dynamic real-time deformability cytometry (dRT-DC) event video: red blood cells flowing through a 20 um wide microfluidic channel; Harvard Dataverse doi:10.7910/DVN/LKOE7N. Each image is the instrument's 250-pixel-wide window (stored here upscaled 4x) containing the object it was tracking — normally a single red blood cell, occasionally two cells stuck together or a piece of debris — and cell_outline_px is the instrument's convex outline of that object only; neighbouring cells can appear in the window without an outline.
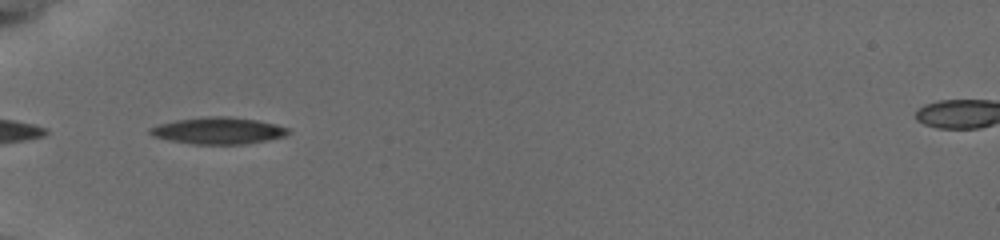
{"species": "common noctule bat (a hibernating species)", "species_latin": "Nyctalus noctula", "temperature_condition": "cold", "stored_images_in_passage": 4, "camera_frame_rate_fps": 3000, "um_per_image_px": 0.085, "animal": {"sex": "female", "body_mass_g": 19.5, "forearm_length_mm": 54.1}, "frame": {"image": 1, "passage_image": 1, "time_ms": 0.0, "image_size_px": [1000, 240], "cell_outline_px": [[292, 132], [284, 136], [244, 144], [192, 144], [152, 136], [148, 132], [148, 128], [160, 124], [176, 120], [204, 116], [228, 116], [256, 120], [276, 124], [288, 128]], "centroid_in_image_um": [18.54, 11.1], "position_along_channel_um": 66.5, "area_um2": 21.44}}
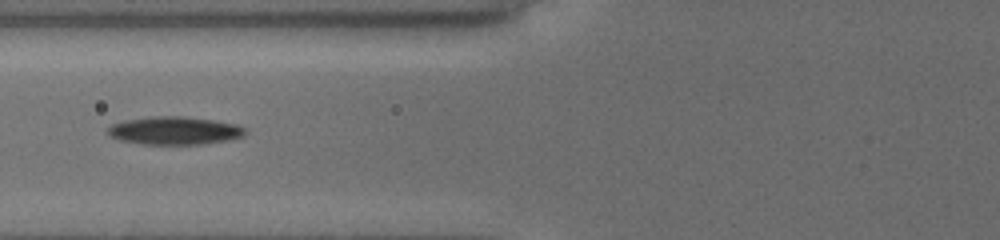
{"frame": {"image": 2, "passage_image": 3, "time_ms": 1.333, "image_size_px": [1000, 240], "cell_outline_px": [[248, 132], [244, 136], [228, 140], [200, 144], [140, 144], [120, 140], [112, 136], [108, 132], [108, 128], [112, 124], [124, 120], [152, 116], [180, 116], [212, 120], [236, 124], [244, 128]], "centroid_in_image_um": [14.84, 11.1], "position_along_channel_um": 111.0, "area_um2": 22.31}}